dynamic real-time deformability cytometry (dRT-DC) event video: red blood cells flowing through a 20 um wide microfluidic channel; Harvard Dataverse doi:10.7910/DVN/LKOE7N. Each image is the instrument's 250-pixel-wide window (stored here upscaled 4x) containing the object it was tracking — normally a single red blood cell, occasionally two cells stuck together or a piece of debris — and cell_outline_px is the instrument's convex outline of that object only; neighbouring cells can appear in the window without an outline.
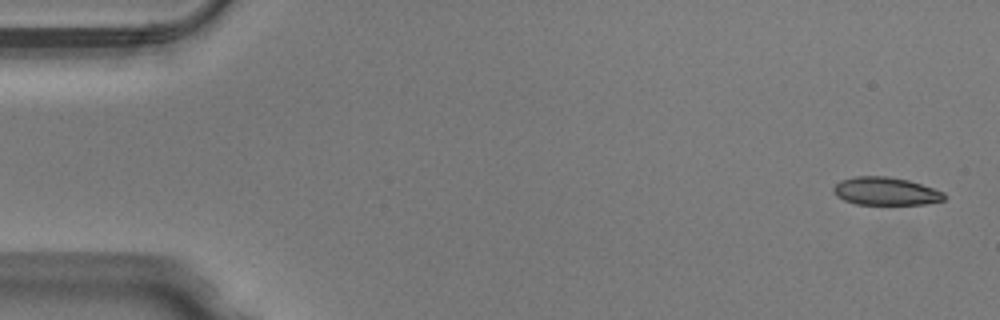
{"species": "Egyptian fruit bat (a non-hibernating species)", "species_latin": "Rousettus aegyptiacus", "temperature_condition": "warm", "stored_images_in_passage": 49, "camera_frame_rate_fps": 3000, "um_per_image_px": 0.085, "animal": {"sex": "male"}, "frame": {"image": 1, "passage_image": 1, "time_ms": 0.0, "image_size_px": [1000, 320], "cell_outline_px": [[944, 200], [924, 204], [856, 204], [844, 200], [836, 196], [832, 192], [832, 188], [840, 180], [856, 176], [888, 176], [908, 180], [944, 192]], "centroid_in_image_um": [75.23, 16.25], "position_along_channel_um": 9.8, "area_um2": 17.98}}
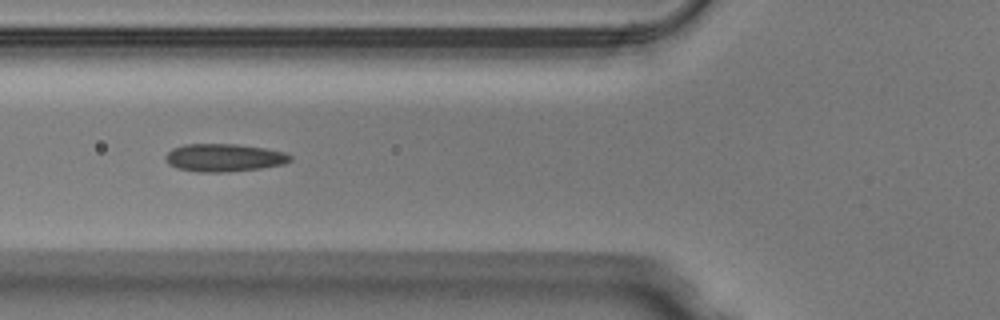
{"frame": {"image": 2, "passage_image": 18, "time_ms": 5.667, "image_size_px": [1000, 320], "cell_outline_px": [[292, 160], [284, 164], [260, 168], [224, 172], [196, 172], [176, 168], [168, 164], [164, 156], [172, 148], [184, 144], [236, 144], [264, 148], [284, 152], [292, 156]], "centroid_in_image_um": [19.01, 13.4], "position_along_channel_um": 106.8, "area_um2": 20.29}}
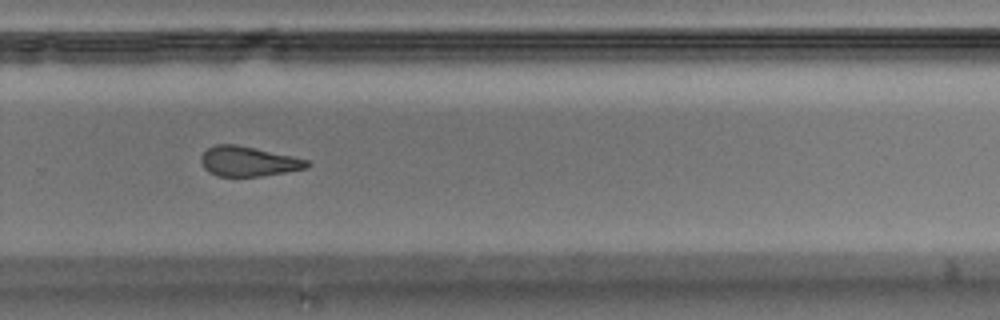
{"frame": {"image": 3, "passage_image": 33, "time_ms": 10.667, "image_size_px": [1000, 320], "cell_outline_px": [[312, 164], [308, 168], [264, 176], [220, 176], [208, 172], [204, 168], [200, 160], [200, 156], [208, 148], [216, 144], [236, 144], [292, 156], [308, 160]], "centroid_in_image_um": [21.11, 13.72], "position_along_channel_um": 308.7, "area_um2": 18.5}, "authors_computed_cell_mechanics": {"area_um2": 19.3052, "velocity_mm_per_s": 4.041, "shape_relaxation_time_tau1_ms": null, "shape_relaxation_time_tau2_ms": 4.5944, "deformation_change_tau1": null, "deformation_change_tau2": 0.1145}}